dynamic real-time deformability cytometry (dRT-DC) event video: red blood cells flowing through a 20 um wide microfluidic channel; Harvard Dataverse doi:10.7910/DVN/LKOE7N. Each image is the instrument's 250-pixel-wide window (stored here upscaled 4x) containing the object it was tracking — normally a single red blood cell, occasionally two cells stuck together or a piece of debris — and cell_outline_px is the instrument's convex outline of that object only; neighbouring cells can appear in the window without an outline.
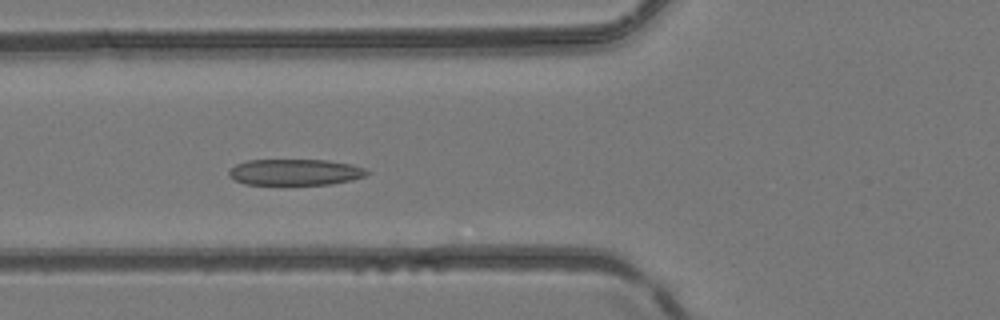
{"species": "common noctule bat (a hibernating species)", "species_latin": "Nyctalus noctula", "temperature_condition": "room temperature", "stored_images_in_passage": 45, "camera_frame_rate_fps": 3000, "um_per_image_px": 0.085, "animal": {"sex": "female", "body_mass_g": 24.6, "forearm_length_mm": 56.2}, "frame": {"image": 1, "passage_image": 16, "time_ms": 5.0, "image_size_px": [1000, 320], "cell_outline_px": [[372, 172], [364, 176], [352, 180], [332, 184], [244, 184], [228, 176], [228, 172], [236, 164], [248, 160], [328, 160], [352, 164], [364, 168]], "centroid_in_image_um": [25.11, 14.63], "position_along_channel_um": 100.7, "area_um2": 21.04}}
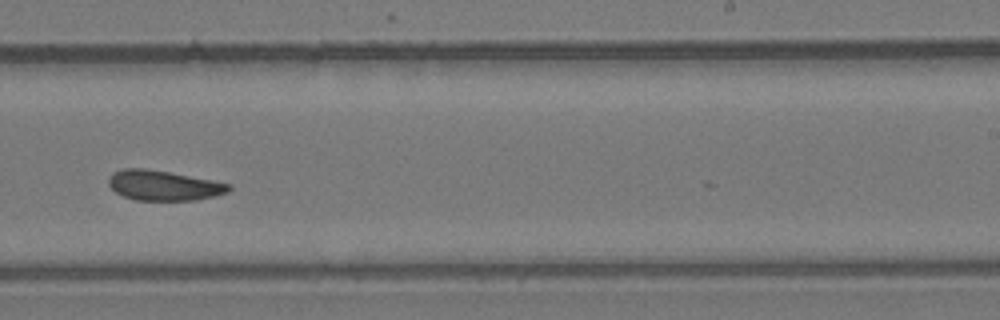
{"frame": {"image": 2, "passage_image": 28, "time_ms": 9.0, "image_size_px": [1000, 320], "cell_outline_px": [[232, 188], [228, 192], [196, 200], [136, 200], [124, 196], [116, 192], [108, 184], [108, 176], [112, 172], [124, 168], [144, 168], [168, 172], [232, 184]], "centroid_in_image_um": [13.88, 15.76], "position_along_channel_um": 275.1, "area_um2": 20.92}}
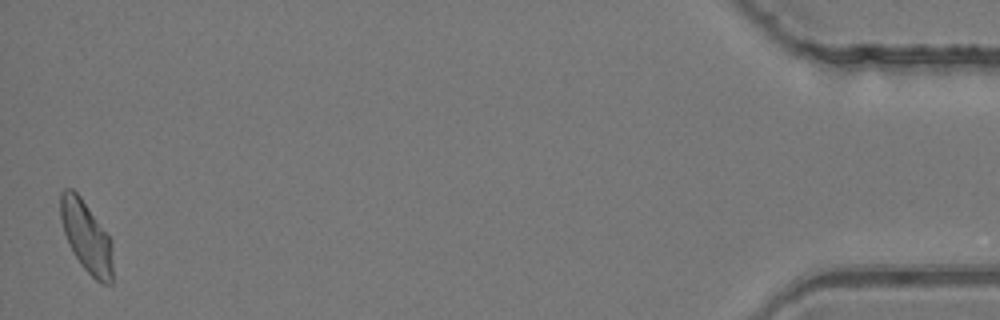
{"frame": {"image": 3, "passage_image": 45, "time_ms": 14.667, "image_size_px": [1000, 320], "cell_outline_px": [[112, 284], [100, 284], [80, 264], [64, 232], [60, 216], [60, 192], [64, 188], [72, 188], [80, 196], [112, 240]], "centroid_in_image_um": [7.35, 20.11], "position_along_channel_um": 427.8, "area_um2": 21.5}}